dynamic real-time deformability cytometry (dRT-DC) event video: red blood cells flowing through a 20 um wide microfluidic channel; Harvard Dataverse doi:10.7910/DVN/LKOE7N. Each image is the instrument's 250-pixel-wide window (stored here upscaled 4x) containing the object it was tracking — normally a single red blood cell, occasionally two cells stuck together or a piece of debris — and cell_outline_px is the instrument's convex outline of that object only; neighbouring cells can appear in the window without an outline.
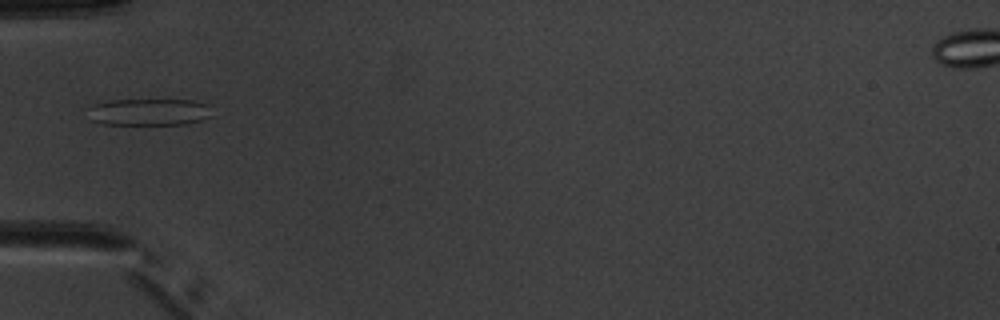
{"species": "common noctule bat (a hibernating species)", "species_latin": "Nyctalus noctula", "temperature_condition": "warm", "stored_images_in_passage": 1, "camera_frame_rate_fps": 3000, "um_per_image_px": 0.085, "animal": {"sex": "male", "body_mass_g": 20.1, "forearm_length_mm": 53.5}, "frame": {"image": 1, "passage_image": 1, "time_ms": 0.0, "image_size_px": [1000, 320], "cell_outline_px": [[212, 116], [200, 120], [184, 124], [104, 124], [92, 120], [88, 108], [92, 104], [108, 100], [192, 100], [208, 104]], "centroid_in_image_um": [12.66, 9.51], "position_along_channel_um": 72.3, "area_um2": 19.36}}